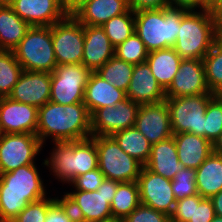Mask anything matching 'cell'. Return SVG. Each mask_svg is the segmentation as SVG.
<instances>
[{"label":"cell","mask_w":222,"mask_h":222,"mask_svg":"<svg viewBox=\"0 0 222 222\" xmlns=\"http://www.w3.org/2000/svg\"><path fill=\"white\" fill-rule=\"evenodd\" d=\"M218 40V21L208 9L188 10L181 19L173 49L182 59L203 60Z\"/></svg>","instance_id":"3"},{"label":"cell","mask_w":222,"mask_h":222,"mask_svg":"<svg viewBox=\"0 0 222 222\" xmlns=\"http://www.w3.org/2000/svg\"><path fill=\"white\" fill-rule=\"evenodd\" d=\"M198 194L210 199L222 190V155L212 152L195 170Z\"/></svg>","instance_id":"27"},{"label":"cell","mask_w":222,"mask_h":222,"mask_svg":"<svg viewBox=\"0 0 222 222\" xmlns=\"http://www.w3.org/2000/svg\"><path fill=\"white\" fill-rule=\"evenodd\" d=\"M105 178L104 174L97 168L77 176L69 184H73L76 190L97 191Z\"/></svg>","instance_id":"42"},{"label":"cell","mask_w":222,"mask_h":222,"mask_svg":"<svg viewBox=\"0 0 222 222\" xmlns=\"http://www.w3.org/2000/svg\"><path fill=\"white\" fill-rule=\"evenodd\" d=\"M98 153V168L107 179L137 181L143 165L124 152L112 136H91Z\"/></svg>","instance_id":"8"},{"label":"cell","mask_w":222,"mask_h":222,"mask_svg":"<svg viewBox=\"0 0 222 222\" xmlns=\"http://www.w3.org/2000/svg\"><path fill=\"white\" fill-rule=\"evenodd\" d=\"M123 222H170V216L140 204L123 220Z\"/></svg>","instance_id":"40"},{"label":"cell","mask_w":222,"mask_h":222,"mask_svg":"<svg viewBox=\"0 0 222 222\" xmlns=\"http://www.w3.org/2000/svg\"><path fill=\"white\" fill-rule=\"evenodd\" d=\"M178 159L185 168L196 170L213 152V143L189 132L173 134Z\"/></svg>","instance_id":"23"},{"label":"cell","mask_w":222,"mask_h":222,"mask_svg":"<svg viewBox=\"0 0 222 222\" xmlns=\"http://www.w3.org/2000/svg\"><path fill=\"white\" fill-rule=\"evenodd\" d=\"M222 132V100L213 97L205 112V138L214 143Z\"/></svg>","instance_id":"36"},{"label":"cell","mask_w":222,"mask_h":222,"mask_svg":"<svg viewBox=\"0 0 222 222\" xmlns=\"http://www.w3.org/2000/svg\"><path fill=\"white\" fill-rule=\"evenodd\" d=\"M101 222H123V221L112 218V219H109V220H106V221H101Z\"/></svg>","instance_id":"54"},{"label":"cell","mask_w":222,"mask_h":222,"mask_svg":"<svg viewBox=\"0 0 222 222\" xmlns=\"http://www.w3.org/2000/svg\"><path fill=\"white\" fill-rule=\"evenodd\" d=\"M181 61L182 58L173 47L151 51L146 59L153 76L164 91L172 83Z\"/></svg>","instance_id":"28"},{"label":"cell","mask_w":222,"mask_h":222,"mask_svg":"<svg viewBox=\"0 0 222 222\" xmlns=\"http://www.w3.org/2000/svg\"><path fill=\"white\" fill-rule=\"evenodd\" d=\"M204 3V6L208 9L210 7V0H201Z\"/></svg>","instance_id":"53"},{"label":"cell","mask_w":222,"mask_h":222,"mask_svg":"<svg viewBox=\"0 0 222 222\" xmlns=\"http://www.w3.org/2000/svg\"><path fill=\"white\" fill-rule=\"evenodd\" d=\"M52 44L57 65L81 64L84 50V25L71 13L52 25Z\"/></svg>","instance_id":"11"},{"label":"cell","mask_w":222,"mask_h":222,"mask_svg":"<svg viewBox=\"0 0 222 222\" xmlns=\"http://www.w3.org/2000/svg\"><path fill=\"white\" fill-rule=\"evenodd\" d=\"M140 203L170 216L176 199L172 191V180L142 167L137 179Z\"/></svg>","instance_id":"14"},{"label":"cell","mask_w":222,"mask_h":222,"mask_svg":"<svg viewBox=\"0 0 222 222\" xmlns=\"http://www.w3.org/2000/svg\"><path fill=\"white\" fill-rule=\"evenodd\" d=\"M144 167L166 179L173 180L175 178L183 166L178 159L173 136L152 144L149 160Z\"/></svg>","instance_id":"25"},{"label":"cell","mask_w":222,"mask_h":222,"mask_svg":"<svg viewBox=\"0 0 222 222\" xmlns=\"http://www.w3.org/2000/svg\"><path fill=\"white\" fill-rule=\"evenodd\" d=\"M22 72L14 52L0 50V98L10 95Z\"/></svg>","instance_id":"32"},{"label":"cell","mask_w":222,"mask_h":222,"mask_svg":"<svg viewBox=\"0 0 222 222\" xmlns=\"http://www.w3.org/2000/svg\"><path fill=\"white\" fill-rule=\"evenodd\" d=\"M84 0H63L66 9L71 13Z\"/></svg>","instance_id":"48"},{"label":"cell","mask_w":222,"mask_h":222,"mask_svg":"<svg viewBox=\"0 0 222 222\" xmlns=\"http://www.w3.org/2000/svg\"><path fill=\"white\" fill-rule=\"evenodd\" d=\"M13 52L23 70L52 73L57 66L52 26H31Z\"/></svg>","instance_id":"6"},{"label":"cell","mask_w":222,"mask_h":222,"mask_svg":"<svg viewBox=\"0 0 222 222\" xmlns=\"http://www.w3.org/2000/svg\"><path fill=\"white\" fill-rule=\"evenodd\" d=\"M57 198H43L29 203L12 222H45L49 206Z\"/></svg>","instance_id":"38"},{"label":"cell","mask_w":222,"mask_h":222,"mask_svg":"<svg viewBox=\"0 0 222 222\" xmlns=\"http://www.w3.org/2000/svg\"><path fill=\"white\" fill-rule=\"evenodd\" d=\"M126 96L140 105L159 103L166 99L165 91L153 76L147 62L134 65Z\"/></svg>","instance_id":"20"},{"label":"cell","mask_w":222,"mask_h":222,"mask_svg":"<svg viewBox=\"0 0 222 222\" xmlns=\"http://www.w3.org/2000/svg\"><path fill=\"white\" fill-rule=\"evenodd\" d=\"M214 96L222 100V86L214 93Z\"/></svg>","instance_id":"51"},{"label":"cell","mask_w":222,"mask_h":222,"mask_svg":"<svg viewBox=\"0 0 222 222\" xmlns=\"http://www.w3.org/2000/svg\"><path fill=\"white\" fill-rule=\"evenodd\" d=\"M196 171L183 167L172 180V191L176 201L198 194Z\"/></svg>","instance_id":"37"},{"label":"cell","mask_w":222,"mask_h":222,"mask_svg":"<svg viewBox=\"0 0 222 222\" xmlns=\"http://www.w3.org/2000/svg\"><path fill=\"white\" fill-rule=\"evenodd\" d=\"M0 123L5 134H35L38 124V108L13 101L9 97L0 98Z\"/></svg>","instance_id":"19"},{"label":"cell","mask_w":222,"mask_h":222,"mask_svg":"<svg viewBox=\"0 0 222 222\" xmlns=\"http://www.w3.org/2000/svg\"><path fill=\"white\" fill-rule=\"evenodd\" d=\"M90 73L82 63L57 65L51 73L50 101L61 105L83 102Z\"/></svg>","instance_id":"10"},{"label":"cell","mask_w":222,"mask_h":222,"mask_svg":"<svg viewBox=\"0 0 222 222\" xmlns=\"http://www.w3.org/2000/svg\"><path fill=\"white\" fill-rule=\"evenodd\" d=\"M216 216L212 201L199 194L193 195L192 217L188 222H211Z\"/></svg>","instance_id":"41"},{"label":"cell","mask_w":222,"mask_h":222,"mask_svg":"<svg viewBox=\"0 0 222 222\" xmlns=\"http://www.w3.org/2000/svg\"><path fill=\"white\" fill-rule=\"evenodd\" d=\"M217 216L222 217V190L210 198Z\"/></svg>","instance_id":"47"},{"label":"cell","mask_w":222,"mask_h":222,"mask_svg":"<svg viewBox=\"0 0 222 222\" xmlns=\"http://www.w3.org/2000/svg\"><path fill=\"white\" fill-rule=\"evenodd\" d=\"M115 55V47L101 26L84 25L82 64L95 72Z\"/></svg>","instance_id":"21"},{"label":"cell","mask_w":222,"mask_h":222,"mask_svg":"<svg viewBox=\"0 0 222 222\" xmlns=\"http://www.w3.org/2000/svg\"><path fill=\"white\" fill-rule=\"evenodd\" d=\"M148 53L136 32L115 48V55L119 59L134 65L146 62Z\"/></svg>","instance_id":"35"},{"label":"cell","mask_w":222,"mask_h":222,"mask_svg":"<svg viewBox=\"0 0 222 222\" xmlns=\"http://www.w3.org/2000/svg\"><path fill=\"white\" fill-rule=\"evenodd\" d=\"M135 127L151 144L173 136L166 100L159 103L141 104L137 112Z\"/></svg>","instance_id":"16"},{"label":"cell","mask_w":222,"mask_h":222,"mask_svg":"<svg viewBox=\"0 0 222 222\" xmlns=\"http://www.w3.org/2000/svg\"><path fill=\"white\" fill-rule=\"evenodd\" d=\"M210 92L205 79V67L203 60L182 59L179 70L168 89L166 98L199 95Z\"/></svg>","instance_id":"17"},{"label":"cell","mask_w":222,"mask_h":222,"mask_svg":"<svg viewBox=\"0 0 222 222\" xmlns=\"http://www.w3.org/2000/svg\"><path fill=\"white\" fill-rule=\"evenodd\" d=\"M8 4L30 26H52L70 13L63 0H10Z\"/></svg>","instance_id":"15"},{"label":"cell","mask_w":222,"mask_h":222,"mask_svg":"<svg viewBox=\"0 0 222 222\" xmlns=\"http://www.w3.org/2000/svg\"><path fill=\"white\" fill-rule=\"evenodd\" d=\"M134 64L127 63L114 55L102 67L95 71L103 80L108 81L116 88L127 91L132 74Z\"/></svg>","instance_id":"31"},{"label":"cell","mask_w":222,"mask_h":222,"mask_svg":"<svg viewBox=\"0 0 222 222\" xmlns=\"http://www.w3.org/2000/svg\"><path fill=\"white\" fill-rule=\"evenodd\" d=\"M129 6L133 12L168 7L166 0H129Z\"/></svg>","instance_id":"44"},{"label":"cell","mask_w":222,"mask_h":222,"mask_svg":"<svg viewBox=\"0 0 222 222\" xmlns=\"http://www.w3.org/2000/svg\"><path fill=\"white\" fill-rule=\"evenodd\" d=\"M216 0H210V6L215 2Z\"/></svg>","instance_id":"57"},{"label":"cell","mask_w":222,"mask_h":222,"mask_svg":"<svg viewBox=\"0 0 222 222\" xmlns=\"http://www.w3.org/2000/svg\"><path fill=\"white\" fill-rule=\"evenodd\" d=\"M218 39L222 42V20L218 23Z\"/></svg>","instance_id":"50"},{"label":"cell","mask_w":222,"mask_h":222,"mask_svg":"<svg viewBox=\"0 0 222 222\" xmlns=\"http://www.w3.org/2000/svg\"><path fill=\"white\" fill-rule=\"evenodd\" d=\"M193 196L176 201L170 222H188L192 217Z\"/></svg>","instance_id":"43"},{"label":"cell","mask_w":222,"mask_h":222,"mask_svg":"<svg viewBox=\"0 0 222 222\" xmlns=\"http://www.w3.org/2000/svg\"><path fill=\"white\" fill-rule=\"evenodd\" d=\"M45 222H78L68 202L62 197L49 206Z\"/></svg>","instance_id":"39"},{"label":"cell","mask_w":222,"mask_h":222,"mask_svg":"<svg viewBox=\"0 0 222 222\" xmlns=\"http://www.w3.org/2000/svg\"><path fill=\"white\" fill-rule=\"evenodd\" d=\"M4 134L5 133H4V131L2 129V126H1V123H0V139L3 137Z\"/></svg>","instance_id":"55"},{"label":"cell","mask_w":222,"mask_h":222,"mask_svg":"<svg viewBox=\"0 0 222 222\" xmlns=\"http://www.w3.org/2000/svg\"><path fill=\"white\" fill-rule=\"evenodd\" d=\"M126 98L125 91L103 80L95 72L90 73L85 87L83 101L90 114L99 108L115 106Z\"/></svg>","instance_id":"24"},{"label":"cell","mask_w":222,"mask_h":222,"mask_svg":"<svg viewBox=\"0 0 222 222\" xmlns=\"http://www.w3.org/2000/svg\"><path fill=\"white\" fill-rule=\"evenodd\" d=\"M129 10V0H84L71 14L83 25L102 26Z\"/></svg>","instance_id":"22"},{"label":"cell","mask_w":222,"mask_h":222,"mask_svg":"<svg viewBox=\"0 0 222 222\" xmlns=\"http://www.w3.org/2000/svg\"><path fill=\"white\" fill-rule=\"evenodd\" d=\"M119 147L143 166L149 160L152 144L136 127L118 131L112 135Z\"/></svg>","instance_id":"29"},{"label":"cell","mask_w":222,"mask_h":222,"mask_svg":"<svg viewBox=\"0 0 222 222\" xmlns=\"http://www.w3.org/2000/svg\"><path fill=\"white\" fill-rule=\"evenodd\" d=\"M213 152L222 155V132L220 136L213 143Z\"/></svg>","instance_id":"49"},{"label":"cell","mask_w":222,"mask_h":222,"mask_svg":"<svg viewBox=\"0 0 222 222\" xmlns=\"http://www.w3.org/2000/svg\"><path fill=\"white\" fill-rule=\"evenodd\" d=\"M208 10L217 19L218 23L222 20V0H216Z\"/></svg>","instance_id":"46"},{"label":"cell","mask_w":222,"mask_h":222,"mask_svg":"<svg viewBox=\"0 0 222 222\" xmlns=\"http://www.w3.org/2000/svg\"><path fill=\"white\" fill-rule=\"evenodd\" d=\"M168 7L184 8L187 10H195L199 8L201 10L207 9L201 0H166Z\"/></svg>","instance_id":"45"},{"label":"cell","mask_w":222,"mask_h":222,"mask_svg":"<svg viewBox=\"0 0 222 222\" xmlns=\"http://www.w3.org/2000/svg\"><path fill=\"white\" fill-rule=\"evenodd\" d=\"M140 104L128 97L115 106L99 108L91 113V136H112L114 133L135 127Z\"/></svg>","instance_id":"13"},{"label":"cell","mask_w":222,"mask_h":222,"mask_svg":"<svg viewBox=\"0 0 222 222\" xmlns=\"http://www.w3.org/2000/svg\"><path fill=\"white\" fill-rule=\"evenodd\" d=\"M35 164L0 174V222L12 220L31 202L46 197Z\"/></svg>","instance_id":"2"},{"label":"cell","mask_w":222,"mask_h":222,"mask_svg":"<svg viewBox=\"0 0 222 222\" xmlns=\"http://www.w3.org/2000/svg\"><path fill=\"white\" fill-rule=\"evenodd\" d=\"M50 87L51 73L23 70L8 97L40 108L50 101Z\"/></svg>","instance_id":"18"},{"label":"cell","mask_w":222,"mask_h":222,"mask_svg":"<svg viewBox=\"0 0 222 222\" xmlns=\"http://www.w3.org/2000/svg\"><path fill=\"white\" fill-rule=\"evenodd\" d=\"M140 204L139 188L136 181L118 183L110 204L112 216L114 219L123 221Z\"/></svg>","instance_id":"30"},{"label":"cell","mask_w":222,"mask_h":222,"mask_svg":"<svg viewBox=\"0 0 222 222\" xmlns=\"http://www.w3.org/2000/svg\"><path fill=\"white\" fill-rule=\"evenodd\" d=\"M187 9L165 7L134 12L135 32L148 52L173 47Z\"/></svg>","instance_id":"4"},{"label":"cell","mask_w":222,"mask_h":222,"mask_svg":"<svg viewBox=\"0 0 222 222\" xmlns=\"http://www.w3.org/2000/svg\"><path fill=\"white\" fill-rule=\"evenodd\" d=\"M105 34L116 48L135 32V16L128 12L112 17L101 26Z\"/></svg>","instance_id":"33"},{"label":"cell","mask_w":222,"mask_h":222,"mask_svg":"<svg viewBox=\"0 0 222 222\" xmlns=\"http://www.w3.org/2000/svg\"><path fill=\"white\" fill-rule=\"evenodd\" d=\"M43 144L35 134L9 133L0 139V174L35 164Z\"/></svg>","instance_id":"12"},{"label":"cell","mask_w":222,"mask_h":222,"mask_svg":"<svg viewBox=\"0 0 222 222\" xmlns=\"http://www.w3.org/2000/svg\"><path fill=\"white\" fill-rule=\"evenodd\" d=\"M214 93L166 98L173 134L192 133L205 138V112Z\"/></svg>","instance_id":"9"},{"label":"cell","mask_w":222,"mask_h":222,"mask_svg":"<svg viewBox=\"0 0 222 222\" xmlns=\"http://www.w3.org/2000/svg\"><path fill=\"white\" fill-rule=\"evenodd\" d=\"M206 84L215 93L222 86V42L218 39L203 58Z\"/></svg>","instance_id":"34"},{"label":"cell","mask_w":222,"mask_h":222,"mask_svg":"<svg viewBox=\"0 0 222 222\" xmlns=\"http://www.w3.org/2000/svg\"><path fill=\"white\" fill-rule=\"evenodd\" d=\"M30 27L8 3L0 4V50L13 51Z\"/></svg>","instance_id":"26"},{"label":"cell","mask_w":222,"mask_h":222,"mask_svg":"<svg viewBox=\"0 0 222 222\" xmlns=\"http://www.w3.org/2000/svg\"><path fill=\"white\" fill-rule=\"evenodd\" d=\"M10 0H0V4L2 3H9Z\"/></svg>","instance_id":"56"},{"label":"cell","mask_w":222,"mask_h":222,"mask_svg":"<svg viewBox=\"0 0 222 222\" xmlns=\"http://www.w3.org/2000/svg\"><path fill=\"white\" fill-rule=\"evenodd\" d=\"M117 181L105 178L97 191L66 193L68 202L78 222H101L112 219L111 201L118 187Z\"/></svg>","instance_id":"7"},{"label":"cell","mask_w":222,"mask_h":222,"mask_svg":"<svg viewBox=\"0 0 222 222\" xmlns=\"http://www.w3.org/2000/svg\"><path fill=\"white\" fill-rule=\"evenodd\" d=\"M50 158L44 160L53 176L64 183L98 168V153L92 137L78 141L54 142ZM56 147V148H55Z\"/></svg>","instance_id":"5"},{"label":"cell","mask_w":222,"mask_h":222,"mask_svg":"<svg viewBox=\"0 0 222 222\" xmlns=\"http://www.w3.org/2000/svg\"><path fill=\"white\" fill-rule=\"evenodd\" d=\"M90 115L83 102L61 105L48 101L38 108L36 135L42 144L48 136H52L53 142L78 141L90 138Z\"/></svg>","instance_id":"1"},{"label":"cell","mask_w":222,"mask_h":222,"mask_svg":"<svg viewBox=\"0 0 222 222\" xmlns=\"http://www.w3.org/2000/svg\"><path fill=\"white\" fill-rule=\"evenodd\" d=\"M211 222H222V217L216 215Z\"/></svg>","instance_id":"52"}]
</instances>
